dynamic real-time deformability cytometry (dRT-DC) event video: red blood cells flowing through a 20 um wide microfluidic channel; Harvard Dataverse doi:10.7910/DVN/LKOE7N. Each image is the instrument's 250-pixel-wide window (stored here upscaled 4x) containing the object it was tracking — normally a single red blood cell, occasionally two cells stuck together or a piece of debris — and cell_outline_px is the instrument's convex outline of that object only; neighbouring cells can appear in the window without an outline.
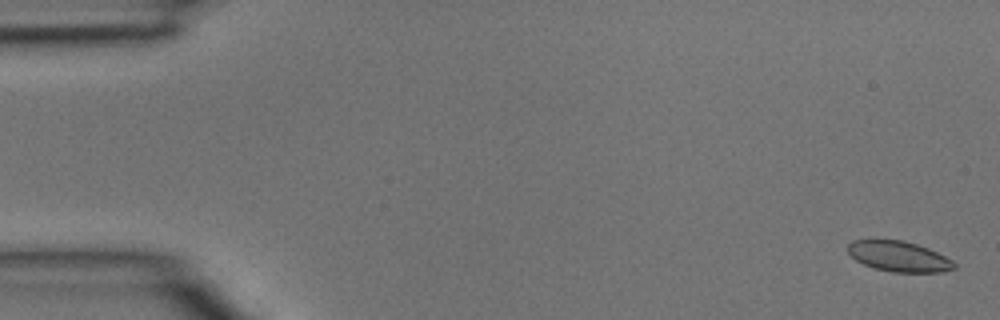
{"species": "common noctule bat (a hibernating species)", "species_latin": "Nyctalus noctula", "temperature_condition": "room temperature", "stored_images_in_passage": 4, "camera_frame_rate_fps": 3000, "um_per_image_px": 0.085, "animal": {"sex": "male", "body_mass_g": 15.6}, "frame": {"image": 1, "passage_image": 1, "time_ms": 0.0, "image_size_px": [1000, 320], "cell_outline_px": [[956, 268], [940, 272], [892, 272], [872, 268], [856, 260], [848, 252], [848, 244], [852, 240], [904, 240], [928, 248], [952, 260], [956, 264]], "centroid_in_image_um": [76.4, 21.8], "position_along_channel_um": 8.6, "area_um2": 18.79}}
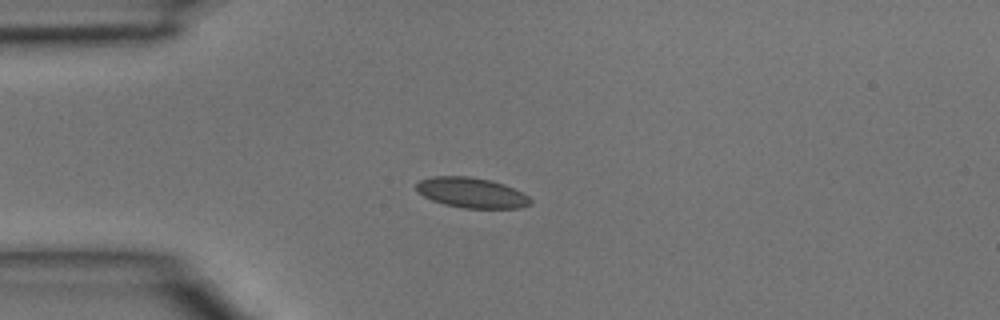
{"frame": {"image": 2, "passage_image": 4, "time_ms": 1.0, "image_size_px": [1000, 320], "cell_outline_px": [[532, 204], [520, 208], [464, 208], [444, 204], [432, 200], [416, 192], [416, 184], [420, 180], [432, 176], [468, 176], [492, 180], [504, 184], [528, 196], [532, 200]], "centroid_in_image_um": [40.07, 16.38], "position_along_channel_um": 44.9, "area_um2": 20.17}}